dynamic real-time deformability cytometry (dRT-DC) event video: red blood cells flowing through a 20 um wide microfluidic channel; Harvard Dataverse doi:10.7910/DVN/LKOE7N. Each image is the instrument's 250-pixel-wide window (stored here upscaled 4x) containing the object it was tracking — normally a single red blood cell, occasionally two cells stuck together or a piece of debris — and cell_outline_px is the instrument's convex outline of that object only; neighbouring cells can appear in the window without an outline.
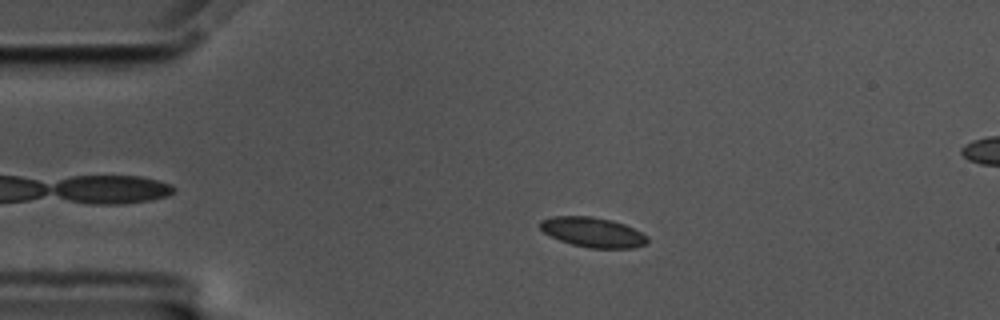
{"species": "common noctule bat (a hibernating species)", "species_latin": "Nyctalus noctula", "temperature_condition": "cold", "stored_images_in_passage": 43, "camera_frame_rate_fps": 3000, "um_per_image_px": 0.085, "animal": {"sex": "male", "body_mass_g": 17.5, "forearm_length_mm": 52.3}, "frame": {"image": 1, "passage_image": 5, "time_ms": 1.333, "image_size_px": [1000, 320], "cell_outline_px": [[648, 244], [632, 248], [588, 248], [572, 244], [560, 240], [544, 232], [540, 228], [540, 220], [552, 216], [592, 216], [612, 220], [624, 224], [648, 236]], "centroid_in_image_um": [50.4, 19.74], "position_along_channel_um": 34.6, "area_um2": 18.67}}
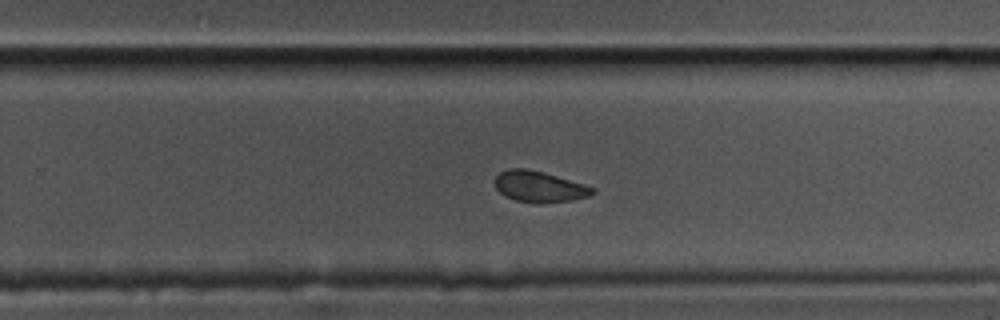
{"frame": {"image": 2, "passage_image": 30, "time_ms": 9.667, "image_size_px": [1000, 320], "cell_outline_px": [[596, 192], [588, 196], [572, 200], [540, 204], [516, 200], [504, 196], [496, 188], [496, 176], [500, 172], [508, 168], [528, 168], [544, 172], [596, 188]], "centroid_in_image_um": [45.84, 15.86], "position_along_channel_um": 284.0, "area_um2": 17.69}}
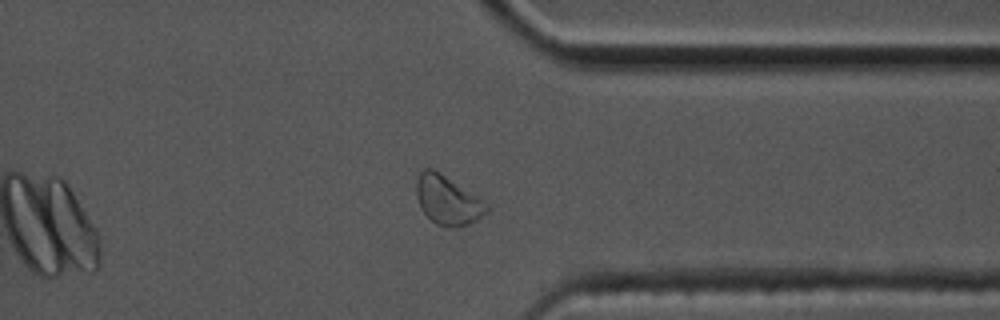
{"frame": {"image": 3, "passage_image": 38, "time_ms": 12.333, "image_size_px": [1000, 320], "cell_outline_px": [[488, 212], [476, 220], [468, 224], [456, 228], [436, 224], [420, 208], [416, 196], [416, 180], [420, 172], [424, 168], [432, 168], [440, 172], [488, 204]], "centroid_in_image_um": [38.02, 17.01], "position_along_channel_um": 373.4, "area_um2": 19.88}, "authors_computed_cell_mechanics": {"area_um2": 18.1492, "velocity_mm_per_s": 3.4541, "shape_relaxation_time_tau1_ms": 6.1657, "shape_relaxation_time_tau2_ms": 3.1482, "deformation_change_tau1": 0.0786, "deformation_change_tau2": 0.0601}}